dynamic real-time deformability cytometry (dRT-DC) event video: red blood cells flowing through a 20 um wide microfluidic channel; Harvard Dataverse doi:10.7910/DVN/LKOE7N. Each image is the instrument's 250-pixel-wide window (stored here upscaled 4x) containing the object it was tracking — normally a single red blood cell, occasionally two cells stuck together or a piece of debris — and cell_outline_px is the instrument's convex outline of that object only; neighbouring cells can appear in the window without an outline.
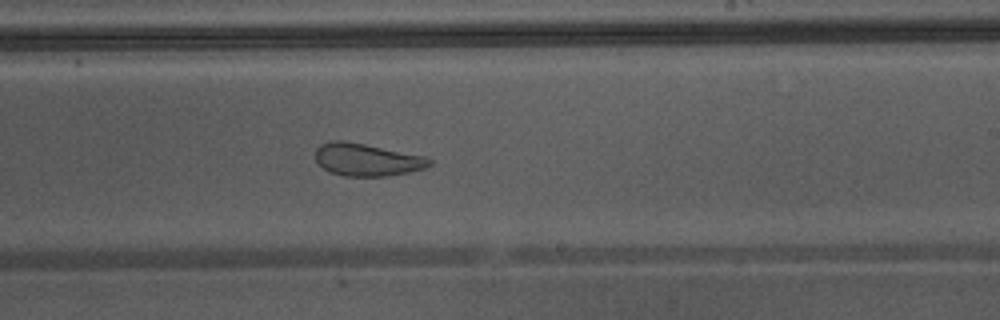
{"species": "Egyptian fruit bat (a non-hibernating species)", "species_latin": "Rousettus aegyptiacus", "temperature_condition": "warm", "stored_images_in_passage": 42, "camera_frame_rate_fps": 3000, "um_per_image_px": 0.085, "animal": {"sex": "male"}, "frame": {"image": 1, "passage_image": 30, "time_ms": 9.667, "image_size_px": [1000, 320], "cell_outline_px": [[432, 164], [424, 168], [408, 172], [388, 176], [344, 176], [328, 172], [316, 160], [316, 148], [320, 144], [332, 140], [340, 140], [364, 144], [424, 156], [432, 160]], "centroid_in_image_um": [31.16, 13.58], "position_along_channel_um": 257.8, "area_um2": 21.44}, "authors_computed_cell_mechanics": {"area_um2": 29.3624, "velocity_mm_per_s": 4.3876, "shape_relaxation_time_tau1_ms": null, "shape_relaxation_time_tau2_ms": 1.6742, "deformation_change_tau1": null, "deformation_change_tau2": 0.1042}}